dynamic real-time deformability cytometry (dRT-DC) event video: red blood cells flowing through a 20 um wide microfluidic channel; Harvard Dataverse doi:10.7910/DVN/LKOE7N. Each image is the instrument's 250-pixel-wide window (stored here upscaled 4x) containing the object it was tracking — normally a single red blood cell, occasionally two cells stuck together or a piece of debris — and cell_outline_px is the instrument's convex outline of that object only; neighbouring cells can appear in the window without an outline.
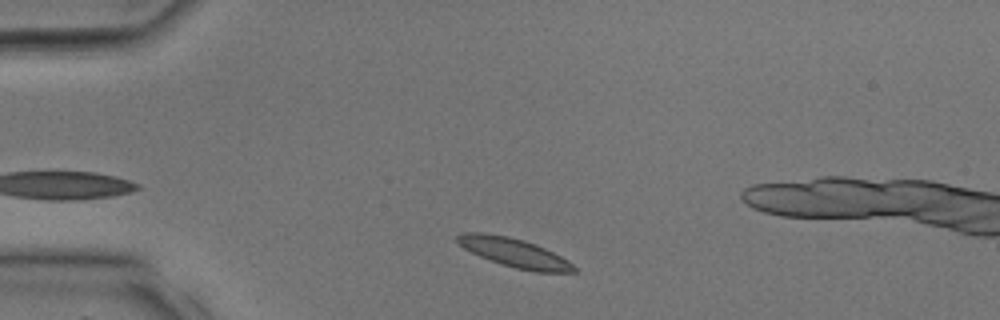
{"species": "common noctule bat (a hibernating species)", "species_latin": "Nyctalus noctula", "temperature_condition": "room temperature", "stored_images_in_passage": 24, "camera_frame_rate_fps": 3000, "um_per_image_px": 0.085, "animal": {"sex": "male", "body_mass_g": 17.9, "forearm_length_mm": 54.2}, "frame": {"image": 1, "passage_image": 2, "time_ms": 0.333, "image_size_px": [1000, 320], "cell_outline_px": [[580, 272], [536, 272], [516, 268], [500, 264], [480, 256], [464, 248], [456, 240], [456, 236], [464, 232], [480, 232], [508, 236], [524, 240], [536, 244], [568, 260], [580, 268]], "centroid_in_image_um": [43.77, 21.49], "position_along_channel_um": 41.2, "area_um2": 19.71}}
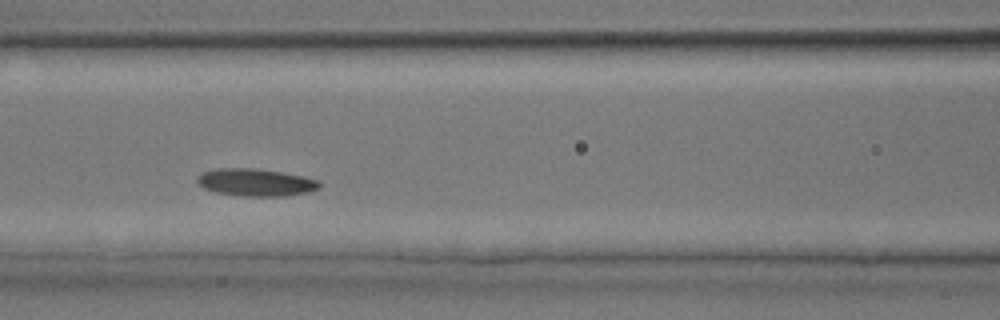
{"frame": {"image": 2, "passage_image": 9, "time_ms": 2.667, "image_size_px": [1000, 320], "cell_outline_px": [[320, 188], [308, 192], [284, 196], [244, 196], [216, 192], [204, 188], [196, 180], [196, 176], [200, 172], [216, 168], [252, 168], [280, 172], [304, 176], [320, 180]], "centroid_in_image_um": [21.72, 15.49], "position_along_channel_um": 144.9, "area_um2": 19.59}}
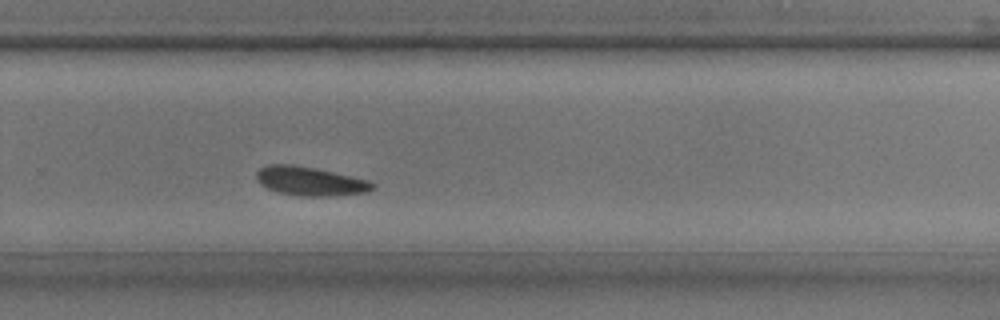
{"frame": {"image": 3, "passage_image": 17, "time_ms": 5.333, "image_size_px": [1000, 320], "cell_outline_px": [[376, 188], [368, 192], [328, 196], [300, 196], [280, 192], [268, 188], [260, 184], [256, 180], [256, 172], [260, 168], [268, 164], [292, 164], [316, 168], [368, 180], [376, 184]], "centroid_in_image_um": [26.36, 15.39], "position_along_channel_um": 303.4, "area_um2": 19.59}}